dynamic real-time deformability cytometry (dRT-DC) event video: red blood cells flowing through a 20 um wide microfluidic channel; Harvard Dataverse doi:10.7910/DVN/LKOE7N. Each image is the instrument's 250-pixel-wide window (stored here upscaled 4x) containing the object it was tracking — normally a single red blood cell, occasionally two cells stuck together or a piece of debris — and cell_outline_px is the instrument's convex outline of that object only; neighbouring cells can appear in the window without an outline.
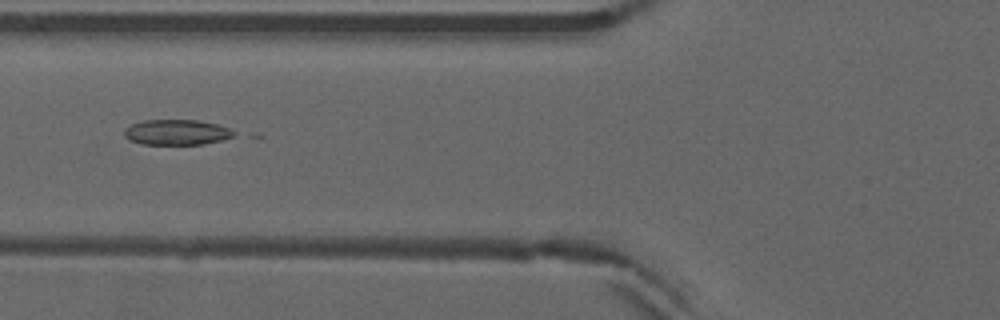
{"species": "common noctule bat (a hibernating species)", "species_latin": "Nyctalus noctula", "temperature_condition": "warm", "stored_images_in_passage": 37, "camera_frame_rate_fps": 3000, "um_per_image_px": 0.085, "animal": {"sex": "male", "forearm_length_mm": 52.5}, "frame": {"image": 1, "passage_image": 5, "time_ms": 1.333, "image_size_px": [1000, 320], "cell_outline_px": [[236, 132], [232, 136], [220, 140], [204, 144], [144, 144], [128, 140], [124, 136], [124, 128], [140, 120], [196, 120], [220, 124]], "centroid_in_image_um": [14.98, 11.23], "position_along_channel_um": 110.8, "area_um2": 16.24}}
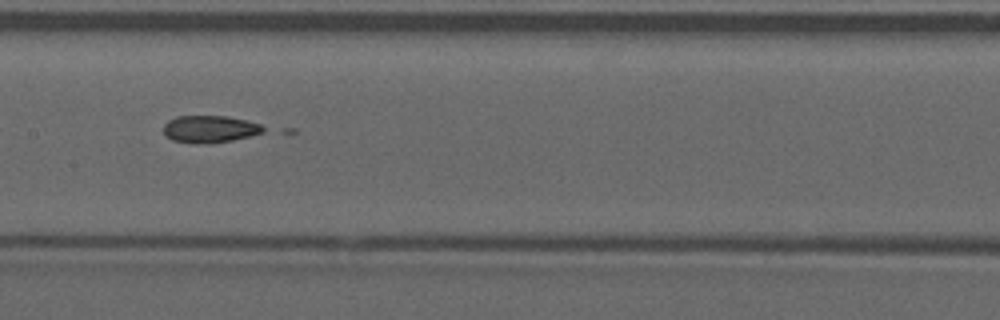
{"frame": {"image": 2, "passage_image": 11, "time_ms": 3.333, "image_size_px": [1000, 320], "cell_outline_px": [[268, 128], [264, 132], [232, 140], [212, 144], [208, 144], [172, 140], [164, 132], [164, 124], [168, 120], [176, 116], [228, 116], [248, 120], [260, 124]], "centroid_in_image_um": [17.88, 10.96], "position_along_channel_um": 189.5, "area_um2": 15.84}}
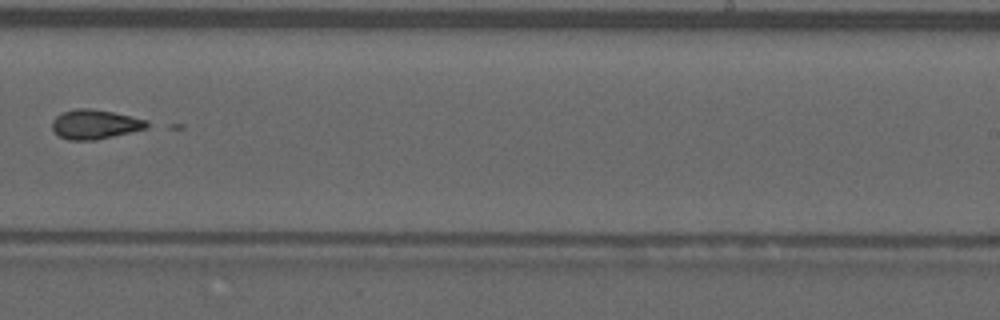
{"frame": {"image": 3, "passage_image": 18, "time_ms": 5.667, "image_size_px": [1000, 320], "cell_outline_px": [[156, 124], [148, 128], [96, 140], [68, 140], [60, 136], [52, 128], [52, 120], [56, 116], [64, 112], [76, 108], [88, 108], [112, 112], [148, 120]], "centroid_in_image_um": [8.14, 10.57], "position_along_channel_um": 280.9, "area_um2": 16.36}}